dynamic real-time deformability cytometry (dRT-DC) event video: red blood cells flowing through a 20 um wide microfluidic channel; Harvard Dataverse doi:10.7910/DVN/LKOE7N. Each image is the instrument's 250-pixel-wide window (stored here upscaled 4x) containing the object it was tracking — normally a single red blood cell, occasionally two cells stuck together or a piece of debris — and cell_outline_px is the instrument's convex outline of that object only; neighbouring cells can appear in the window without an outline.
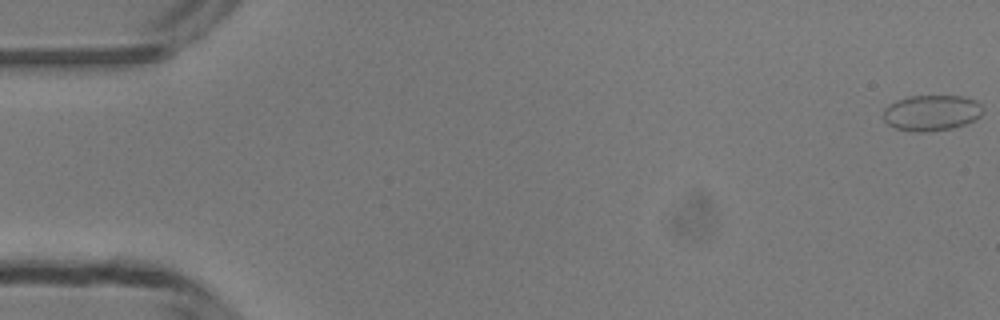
{"species": "common noctule bat (a hibernating species)", "species_latin": "Nyctalus noctula", "temperature_condition": "room temperature", "stored_images_in_passage": 50, "camera_frame_rate_fps": 3000, "um_per_image_px": 0.085, "animal": {"sex": "male", "body_mass_g": 13.3}, "frame": {"image": 1, "passage_image": 1, "time_ms": 0.0, "image_size_px": [1000, 320], "cell_outline_px": [[984, 108], [980, 116], [976, 120], [952, 128], [928, 132], [912, 132], [896, 128], [888, 124], [884, 120], [884, 108], [888, 104], [896, 100], [908, 96], [960, 96], [976, 100]], "centroid_in_image_um": [79.18, 9.59], "position_along_channel_um": 5.8, "area_um2": 20.92}}
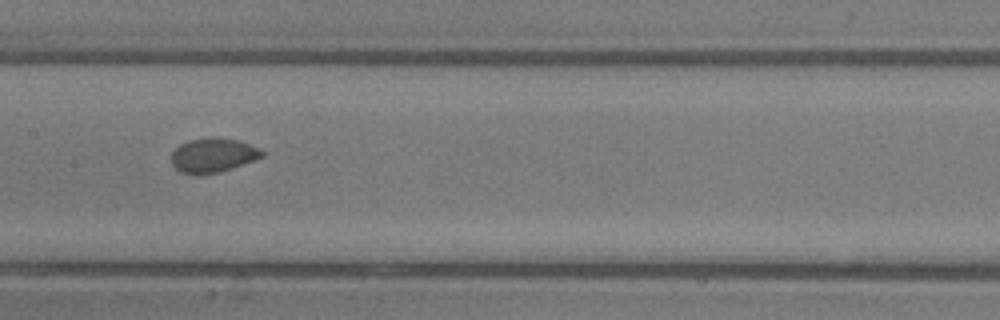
{"frame": {"image": 2, "passage_image": 25, "time_ms": 8.0, "image_size_px": [1000, 320], "cell_outline_px": [[264, 156], [216, 172], [180, 172], [172, 164], [172, 152], [180, 144], [188, 140], [208, 136], [216, 136], [240, 140], [260, 148], [264, 152]], "centroid_in_image_um": [18.11, 13.12], "position_along_channel_um": 189.3, "area_um2": 17.69}}
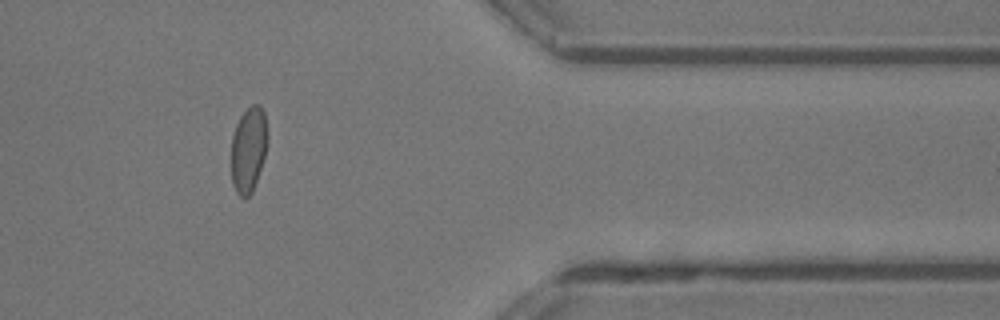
{"frame": {"image": 3, "passage_image": 41, "time_ms": 13.333, "image_size_px": [1000, 320], "cell_outline_px": [[268, 144], [252, 192], [244, 200], [236, 192], [232, 184], [232, 136], [236, 124], [240, 116], [252, 104], [260, 104], [264, 112], [268, 136]], "centroid_in_image_um": [21.13, 12.69], "position_along_channel_um": 390.3, "area_um2": 18.03}, "authors_computed_cell_mechanics": {"area_um2": 18.5538, "velocity_mm_per_s": 4.2062, "shape_relaxation_time_tau1_ms": 4.8405, "shape_relaxation_time_tau2_ms": null, "deformation_change_tau1": 0.094, "deformation_change_tau2": null}}